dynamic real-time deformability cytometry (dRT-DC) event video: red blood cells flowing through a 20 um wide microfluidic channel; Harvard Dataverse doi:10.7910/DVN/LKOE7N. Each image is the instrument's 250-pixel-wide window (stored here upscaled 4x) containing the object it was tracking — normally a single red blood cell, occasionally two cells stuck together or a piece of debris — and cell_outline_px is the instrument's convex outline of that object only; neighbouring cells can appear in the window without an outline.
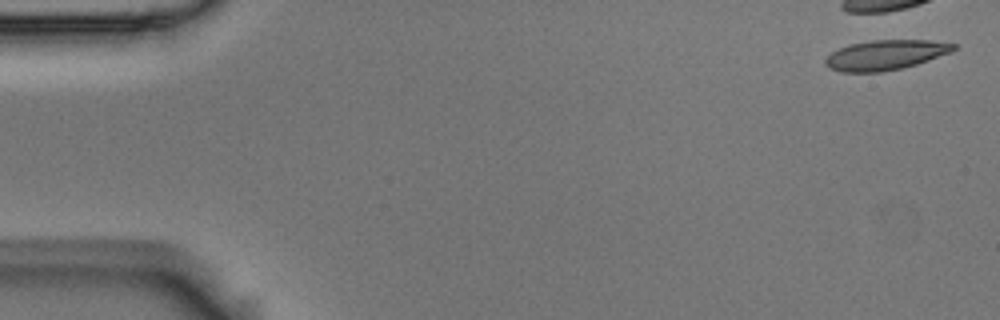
{"species": "Egyptian fruit bat (a non-hibernating species)", "species_latin": "Rousettus aegyptiacus", "temperature_condition": "room temperature", "stored_images_in_passage": 5, "camera_frame_rate_fps": 3000, "um_per_image_px": 0.085, "animal": {"sex": "male"}, "frame": {"image": 1, "passage_image": 1, "time_ms": 0.0, "image_size_px": [1000, 320], "cell_outline_px": [[956, 48], [952, 52], [916, 64], [900, 68], [880, 72], [840, 72], [828, 68], [824, 64], [824, 60], [832, 52], [848, 44], [872, 40], [928, 40], [956, 44]], "centroid_in_image_um": [75.23, 4.67], "position_along_channel_um": 9.8, "area_um2": 22.31}}